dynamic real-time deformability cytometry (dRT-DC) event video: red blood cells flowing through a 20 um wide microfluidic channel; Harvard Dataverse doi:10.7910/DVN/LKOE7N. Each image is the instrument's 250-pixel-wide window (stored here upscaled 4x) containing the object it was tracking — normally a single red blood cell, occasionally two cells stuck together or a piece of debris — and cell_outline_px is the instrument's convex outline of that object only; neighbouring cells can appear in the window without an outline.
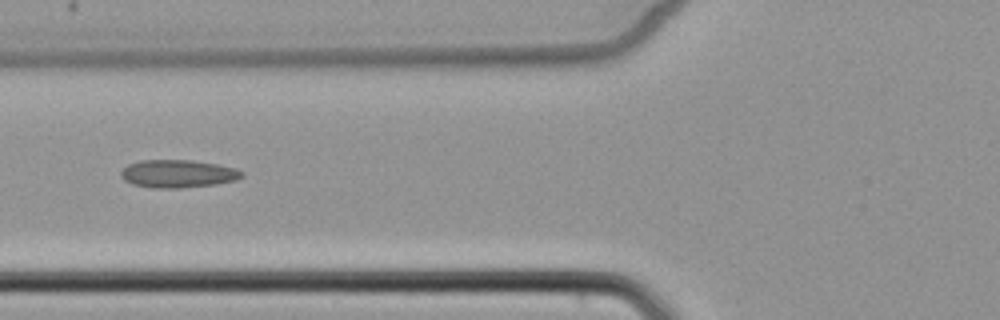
{"species": "common noctule bat (a hibernating species)", "species_latin": "Nyctalus noctula", "temperature_condition": "cold", "stored_images_in_passage": 6, "camera_frame_rate_fps": 3000, "um_per_image_px": 0.085, "animal": {"sex": "female", "body_mass_g": 22.7, "forearm_length_mm": 54.2}, "frame": {"image": 1, "passage_image": 6, "time_ms": 7.0, "image_size_px": [1000, 320], "cell_outline_px": [[244, 176], [236, 180], [216, 184], [180, 188], [152, 188], [132, 184], [124, 180], [120, 176], [120, 172], [128, 164], [140, 160], [192, 160], [216, 164], [236, 168], [244, 172]], "centroid_in_image_um": [15.12, 14.77], "position_along_channel_um": 110.7, "area_um2": 19.77}}